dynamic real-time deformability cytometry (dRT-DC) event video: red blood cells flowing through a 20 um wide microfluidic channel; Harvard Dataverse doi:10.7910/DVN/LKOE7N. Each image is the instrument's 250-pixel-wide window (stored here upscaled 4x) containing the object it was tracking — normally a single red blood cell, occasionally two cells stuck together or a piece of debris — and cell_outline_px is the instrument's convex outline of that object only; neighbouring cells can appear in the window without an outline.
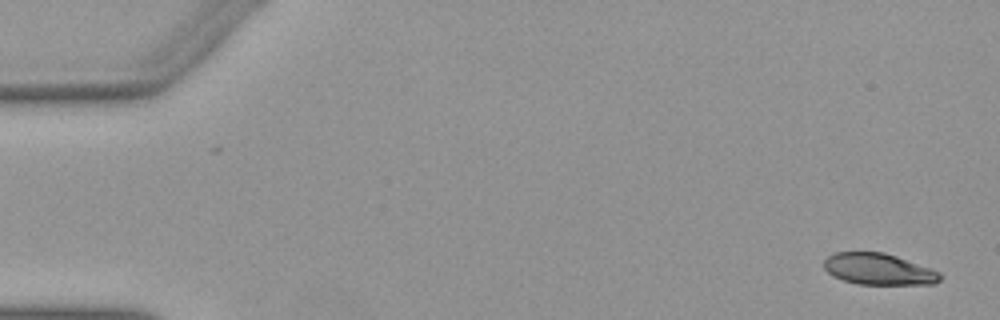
{"species": "Egyptian fruit bat (a non-hibernating species)", "species_latin": "Rousettus aegyptiacus", "temperature_condition": "warm", "stored_images_in_passage": 45, "camera_frame_rate_fps": 3000, "um_per_image_px": 0.085, "animal": {"sex": "female"}, "frame": {"image": 1, "passage_image": 1, "time_ms": 0.0, "image_size_px": [1000, 320], "cell_outline_px": [[940, 280], [936, 284], [856, 284], [832, 276], [824, 268], [824, 260], [828, 256], [836, 252], [884, 252], [932, 268], [940, 272]], "centroid_in_image_um": [74.68, 22.88], "position_along_channel_um": 10.3, "area_um2": 21.27}}
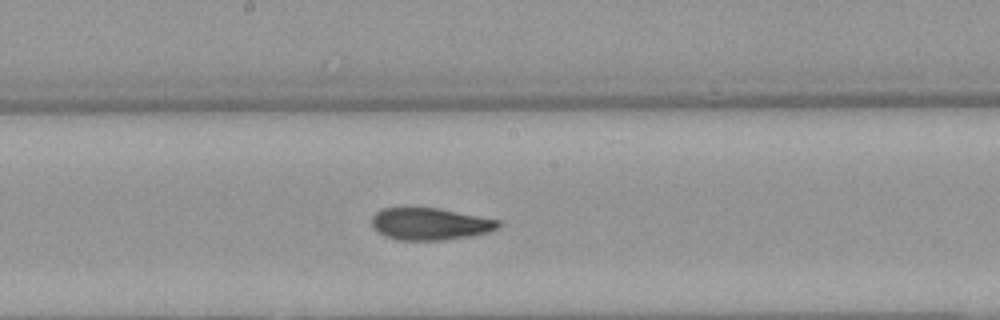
{"frame": {"image": 2, "passage_image": 27, "time_ms": 8.667, "image_size_px": [1000, 320], "cell_outline_px": [[504, 224], [500, 228], [488, 232], [472, 236], [444, 240], [396, 240], [384, 236], [376, 232], [372, 228], [372, 216], [380, 208], [404, 204], [440, 208], [500, 220]], "centroid_in_image_um": [36.5, 18.99], "position_along_channel_um": 211.7, "area_um2": 24.97}}
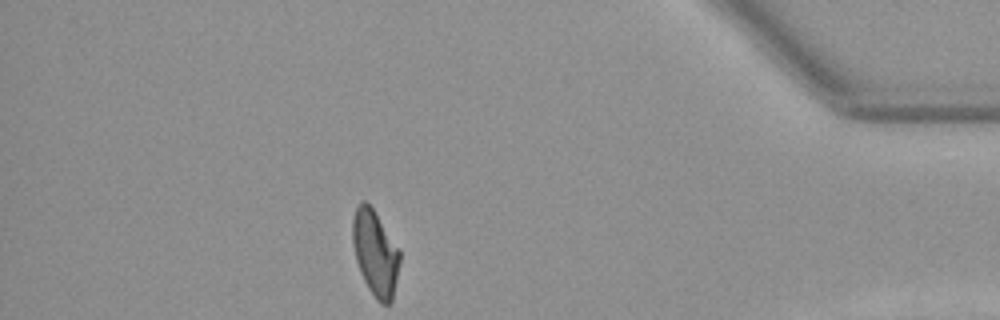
{"frame": {"image": 3, "passage_image": 45, "time_ms": 14.667, "image_size_px": [1000, 320], "cell_outline_px": [[400, 260], [392, 300], [388, 304], [380, 304], [376, 300], [368, 288], [360, 272], [356, 260], [352, 244], [352, 220], [356, 208], [364, 200], [372, 208], [400, 248]], "centroid_in_image_um": [31.89, 21.52], "position_along_channel_um": 403.3, "area_um2": 23.47}, "authors_computed_cell_mechanics": {"area_um2": 24.1026, "velocity_mm_per_s": 3.9212, "shape_relaxation_time_tau1_ms": 5.6864, "shape_relaxation_time_tau2_ms": 1.8827, "deformation_change_tau1": 0.1852, "deformation_change_tau2": 0.0794}}